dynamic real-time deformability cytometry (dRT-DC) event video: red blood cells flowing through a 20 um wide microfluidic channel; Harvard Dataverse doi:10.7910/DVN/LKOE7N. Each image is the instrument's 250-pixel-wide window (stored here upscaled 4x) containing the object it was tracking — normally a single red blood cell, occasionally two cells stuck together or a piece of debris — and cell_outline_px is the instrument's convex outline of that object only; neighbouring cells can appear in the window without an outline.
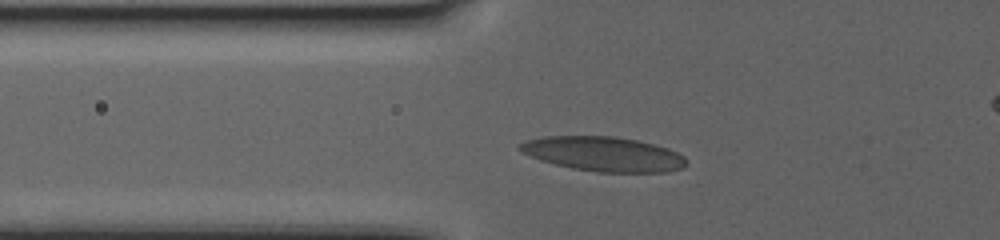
{"species": "human", "species_latin": "Homo sapiens", "temperature_condition": "warm", "stored_images_in_passage": 53, "camera_frame_rate_fps": 3000, "um_per_image_px": 0.085, "donor": {"sex": "female"}, "frame": {"image": 1, "passage_image": 2, "time_ms": 0.333, "image_size_px": [1000, 240], "cell_outline_px": [[688, 164], [684, 168], [668, 172], [596, 172], [572, 168], [540, 160], [520, 152], [516, 148], [516, 144], [524, 140], [544, 136], [616, 136], [636, 140], [668, 148], [684, 156], [688, 160]], "centroid_in_image_um": [51.27, 13.09], "position_along_channel_um": 74.5, "area_um2": 33.93}}
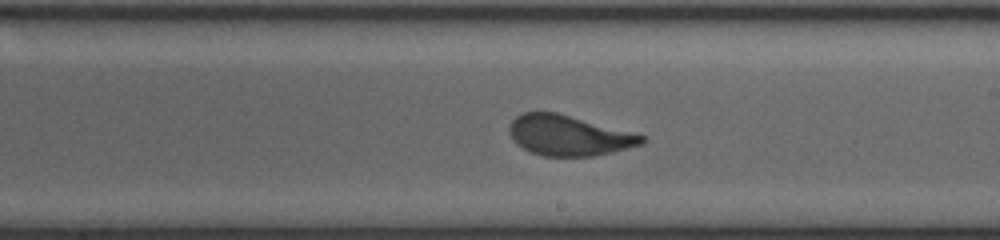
{"frame": {"image": 2, "passage_image": 22, "time_ms": 7.0, "image_size_px": [1000, 240], "cell_outline_px": [[648, 140], [644, 144], [612, 152], [592, 156], [544, 156], [532, 152], [516, 144], [512, 140], [508, 132], [508, 128], [512, 120], [516, 116], [524, 112], [556, 112], [644, 136]], "centroid_in_image_um": [48.31, 11.52], "position_along_channel_um": 240.7, "area_um2": 30.87}}
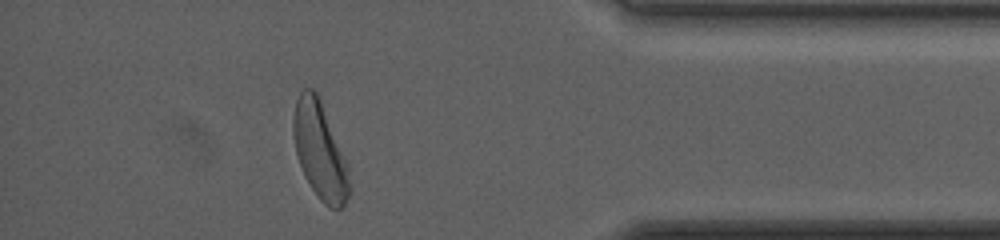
{"frame": {"image": 3, "passage_image": 45, "time_ms": 14.667, "image_size_px": [1000, 240], "cell_outline_px": [[352, 192], [344, 204], [340, 208], [328, 208], [316, 196], [304, 176], [296, 152], [292, 132], [292, 120], [296, 100], [300, 92], [304, 88], [312, 88], [316, 92], [320, 100], [348, 164], [352, 188]], "centroid_in_image_um": [27.2, 12.86], "position_along_channel_um": 408.0, "area_um2": 31.85}}